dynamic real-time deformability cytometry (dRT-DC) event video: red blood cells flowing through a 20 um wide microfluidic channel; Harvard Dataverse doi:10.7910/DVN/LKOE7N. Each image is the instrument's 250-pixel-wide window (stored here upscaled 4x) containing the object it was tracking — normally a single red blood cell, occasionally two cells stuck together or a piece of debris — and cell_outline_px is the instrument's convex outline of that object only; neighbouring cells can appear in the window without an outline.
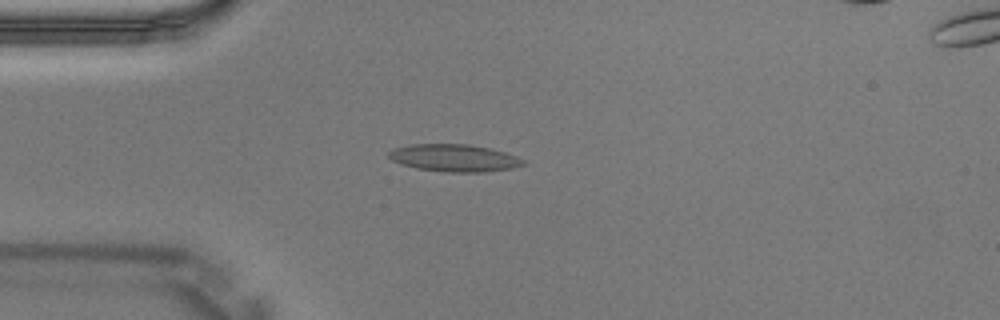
{"species": "Egyptian fruit bat (a non-hibernating species)", "species_latin": "Rousettus aegyptiacus", "temperature_condition": "warm", "stored_images_in_passage": 2, "camera_frame_rate_fps": 3000, "um_per_image_px": 0.085, "animal": {"sex": "male"}, "frame": {"image": 1, "passage_image": 1, "time_ms": 0.0, "image_size_px": [1000, 320], "cell_outline_px": [[524, 164], [512, 168], [484, 172], [444, 172], [416, 168], [400, 164], [392, 160], [388, 156], [388, 152], [392, 148], [408, 144], [468, 144], [488, 148], [504, 152], [516, 156], [524, 160]], "centroid_in_image_um": [38.55, 13.42], "position_along_channel_um": 46.5, "area_um2": 21.44}}